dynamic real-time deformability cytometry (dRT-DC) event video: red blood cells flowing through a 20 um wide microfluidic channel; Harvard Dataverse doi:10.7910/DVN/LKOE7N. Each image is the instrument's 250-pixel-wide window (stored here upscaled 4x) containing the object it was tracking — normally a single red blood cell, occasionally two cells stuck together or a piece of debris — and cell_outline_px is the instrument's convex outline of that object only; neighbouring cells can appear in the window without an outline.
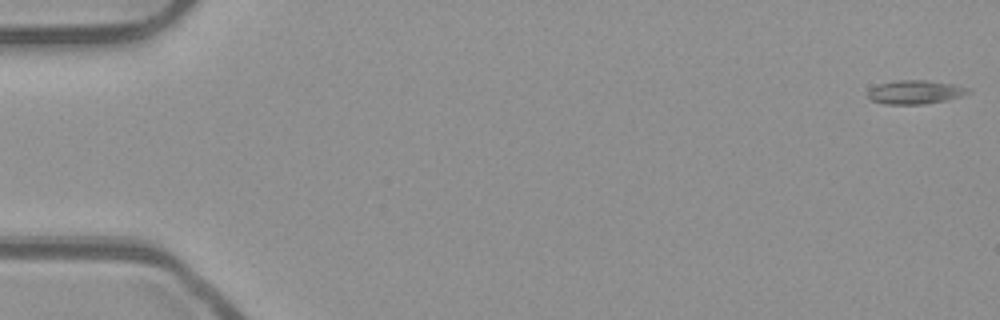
{"species": "common noctule bat (a hibernating species)", "species_latin": "Nyctalus noctula", "temperature_condition": "room temperature", "stored_images_in_passage": 52, "camera_frame_rate_fps": 3000, "um_per_image_px": 0.085, "animal": {"sex": "male", "body_mass_g": 23.1, "forearm_length_mm": 52.7}, "frame": {"image": 1, "passage_image": 1, "time_ms": 0.0, "image_size_px": [1000, 320], "cell_outline_px": [[972, 92], [948, 100], [924, 104], [884, 104], [872, 100], [868, 96], [868, 92], [872, 88], [880, 84], [896, 80], [928, 80], [956, 84], [972, 88]], "centroid_in_image_um": [77.88, 7.82], "position_along_channel_um": 7.1, "area_um2": 13.99}}
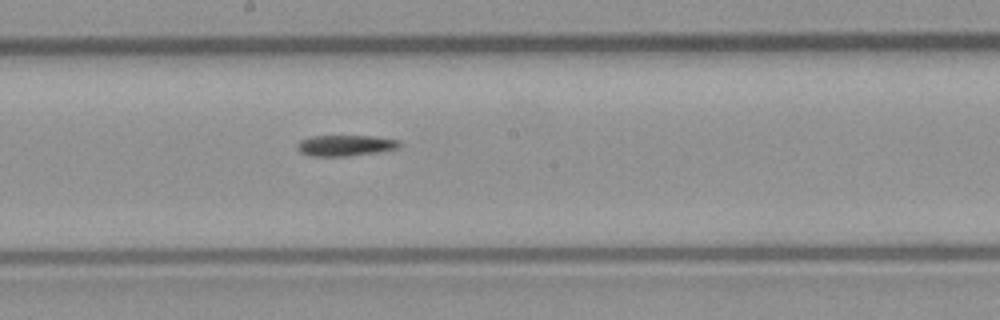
{"frame": {"image": 2, "passage_image": 29, "time_ms": 9.333, "image_size_px": [1000, 320], "cell_outline_px": [[404, 144], [400, 148], [380, 152], [348, 156], [312, 156], [300, 152], [296, 148], [296, 144], [300, 140], [312, 136], [372, 136], [400, 140]], "centroid_in_image_um": [29.41, 12.37], "position_along_channel_um": 218.8, "area_um2": 12.72}}
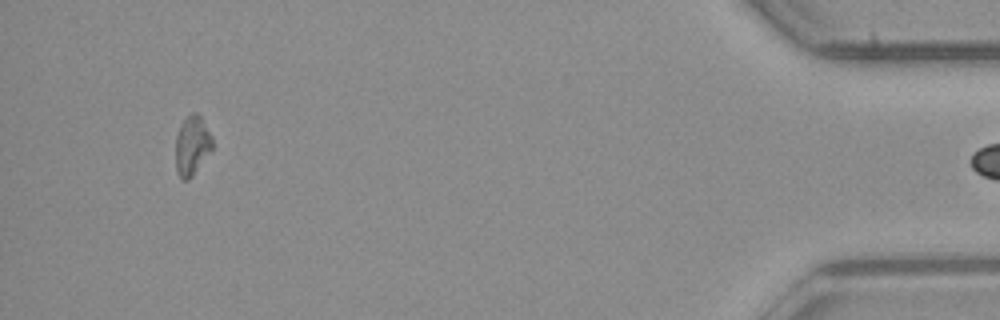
{"frame": {"image": 3, "passage_image": 50, "time_ms": 16.333, "image_size_px": [1000, 320], "cell_outline_px": [[212, 152], [188, 180], [184, 180], [176, 172], [176, 136], [180, 124], [192, 112], [196, 112], [200, 116], [212, 136]], "centroid_in_image_um": [16.33, 12.37], "position_along_channel_um": 418.9, "area_um2": 12.72}, "authors_computed_cell_mechanics": {"area_um2": 13.005, "velocity_mm_per_s": 3.9573, "shape_relaxation_time_tau1_ms": 5.4127, "shape_relaxation_time_tau2_ms": null, "deformation_change_tau1": 0.1743, "deformation_change_tau2": null}}